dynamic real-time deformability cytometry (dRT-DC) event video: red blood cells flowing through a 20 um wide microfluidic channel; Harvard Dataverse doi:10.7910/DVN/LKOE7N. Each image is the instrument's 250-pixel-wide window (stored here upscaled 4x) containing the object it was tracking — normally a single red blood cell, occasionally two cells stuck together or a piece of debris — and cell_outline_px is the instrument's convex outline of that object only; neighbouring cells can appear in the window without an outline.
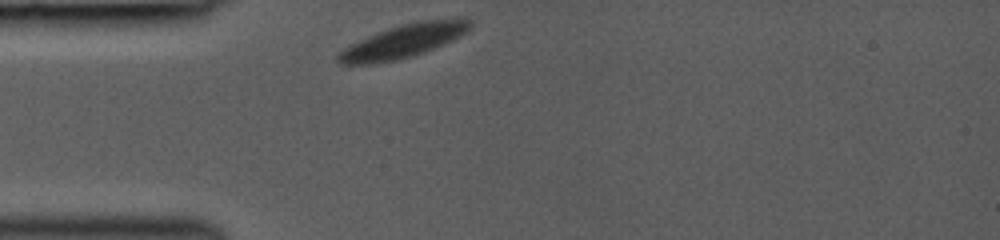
{"species": "common noctule bat (a hibernating species)", "species_latin": "Nyctalus noctula", "temperature_condition": "room temperature", "stored_images_in_passage": 21, "camera_frame_rate_fps": 3000, "um_per_image_px": 0.085, "animal": {"sex": "female", "body_mass_g": 19.0, "forearm_length_mm": 53.3}, "frame": {"image": 1, "passage_image": 1, "time_ms": 0.0, "image_size_px": [1000, 240], "cell_outline_px": [[472, 24], [460, 36], [424, 52], [412, 56], [396, 60], [368, 64], [340, 64], [336, 60], [336, 56], [344, 48], [368, 36], [388, 28], [420, 20], [464, 16], [472, 20]], "centroid_in_image_um": [34.33, 3.46], "position_along_channel_um": 50.7, "area_um2": 25.49}}
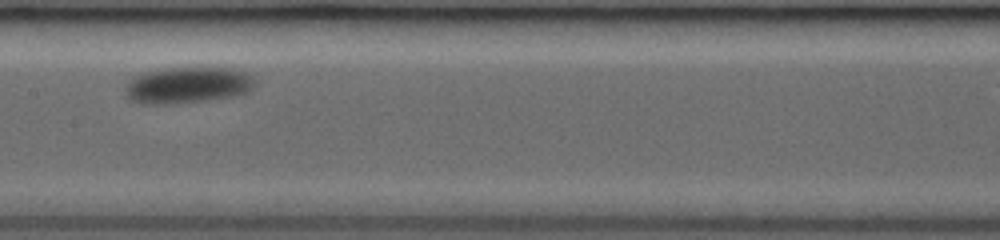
{"frame": {"image": 2, "passage_image": 10, "time_ms": 4.0, "image_size_px": [1000, 240], "cell_outline_px": [[256, 84], [248, 92], [228, 96], [204, 100], [172, 104], [140, 104], [128, 100], [124, 92], [124, 88], [136, 76], [148, 72], [164, 68], [228, 68], [244, 72], [252, 76], [256, 80]], "centroid_in_image_um": [15.91, 7.25], "position_along_channel_um": 191.5, "area_um2": 27.22}}
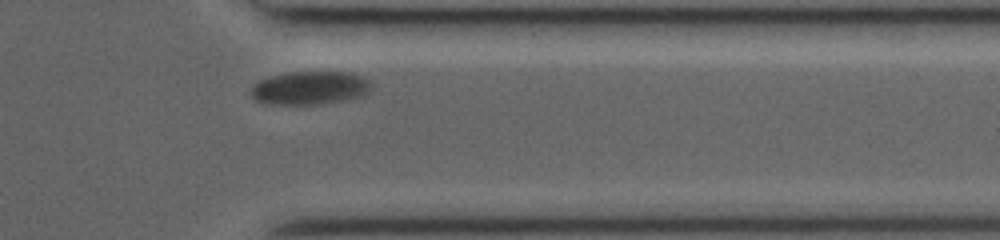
{"frame": {"image": 3, "passage_image": 20, "time_ms": 9.0, "image_size_px": [1000, 240], "cell_outline_px": [[372, 88], [364, 96], [320, 104], [268, 104], [256, 100], [252, 96], [252, 88], [260, 80], [272, 76], [292, 72], [352, 72], [364, 76], [372, 84]], "centroid_in_image_um": [26.41, 7.47], "position_along_channel_um": 385.0, "area_um2": 23.29}}